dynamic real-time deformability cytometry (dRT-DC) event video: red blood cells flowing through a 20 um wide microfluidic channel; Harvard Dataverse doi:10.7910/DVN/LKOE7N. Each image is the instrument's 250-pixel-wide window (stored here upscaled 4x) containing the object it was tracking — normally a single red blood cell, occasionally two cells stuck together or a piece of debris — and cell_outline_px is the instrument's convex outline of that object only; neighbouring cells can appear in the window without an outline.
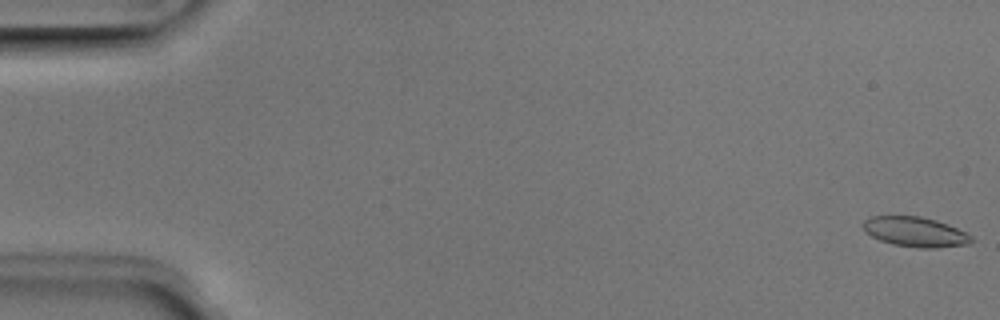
{"species": "Egyptian fruit bat (a non-hibernating species)", "species_latin": "Rousettus aegyptiacus", "temperature_condition": "room temperature", "stored_images_in_passage": 3, "camera_frame_rate_fps": 3000, "um_per_image_px": 0.085, "animal": {"sex": "male"}, "frame": {"image": 1, "passage_image": 3, "time_ms": 0.667, "image_size_px": [1000, 320], "cell_outline_px": [[972, 240], [968, 244], [936, 248], [916, 248], [892, 244], [880, 240], [872, 236], [864, 228], [864, 220], [868, 216], [920, 216], [936, 220], [948, 224], [972, 236]], "centroid_in_image_um": [77.79, 19.71], "position_along_channel_um": 7.2, "area_um2": 18.73}}